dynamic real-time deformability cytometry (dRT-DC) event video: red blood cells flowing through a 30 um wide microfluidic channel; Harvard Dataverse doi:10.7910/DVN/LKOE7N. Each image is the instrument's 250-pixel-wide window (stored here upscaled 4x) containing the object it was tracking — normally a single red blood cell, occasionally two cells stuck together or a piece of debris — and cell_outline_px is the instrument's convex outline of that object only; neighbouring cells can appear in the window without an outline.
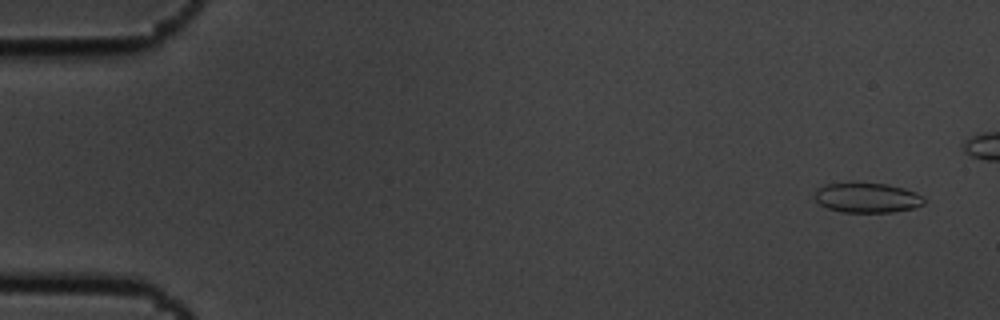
{"species": "common noctule bat (a hibernating species)", "species_latin": "Nyctalus noctula", "temperature_condition": "cold", "stored_images_in_passage": 6, "camera_frame_rate_fps": 3000, "um_per_image_px": 0.085, "animal": {"sex": "male", "body_mass_g": 19.5, "forearm_length_mm": 54.6}, "frame": {"image": 1, "passage_image": 1, "time_ms": 0.0, "image_size_px": [1000, 320], "cell_outline_px": [[924, 204], [912, 208], [892, 212], [840, 212], [828, 208], [820, 204], [812, 196], [816, 188], [828, 184], [888, 184], [904, 188], [916, 192], [924, 196]], "centroid_in_image_um": [73.7, 16.82], "position_along_channel_um": 11.3, "area_um2": 18.9}}